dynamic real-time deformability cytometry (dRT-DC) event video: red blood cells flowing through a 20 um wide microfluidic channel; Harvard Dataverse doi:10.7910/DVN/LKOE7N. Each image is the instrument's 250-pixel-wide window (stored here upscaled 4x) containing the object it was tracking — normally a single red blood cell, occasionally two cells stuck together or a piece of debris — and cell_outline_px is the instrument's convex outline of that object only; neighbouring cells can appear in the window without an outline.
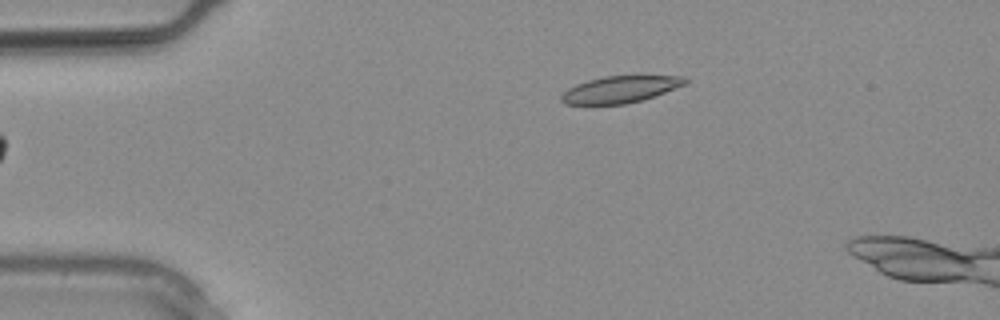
{"species": "common noctule bat (a hibernating species)", "species_latin": "Nyctalus noctula", "temperature_condition": "warm", "stored_images_in_passage": 4, "camera_frame_rate_fps": 3000, "um_per_image_px": 0.085, "animal": {"sex": "male", "body_mass_g": 20.4}, "frame": {"image": 1, "passage_image": 1, "time_ms": 0.0, "image_size_px": [1000, 320], "cell_outline_px": [[688, 84], [640, 100], [624, 104], [564, 104], [560, 100], [560, 96], [568, 88], [576, 84], [588, 80], [604, 76], [636, 72], [640, 72], [684, 76], [688, 80]], "centroid_in_image_um": [52.81, 7.52], "position_along_channel_um": 32.2, "area_um2": 20.35}}